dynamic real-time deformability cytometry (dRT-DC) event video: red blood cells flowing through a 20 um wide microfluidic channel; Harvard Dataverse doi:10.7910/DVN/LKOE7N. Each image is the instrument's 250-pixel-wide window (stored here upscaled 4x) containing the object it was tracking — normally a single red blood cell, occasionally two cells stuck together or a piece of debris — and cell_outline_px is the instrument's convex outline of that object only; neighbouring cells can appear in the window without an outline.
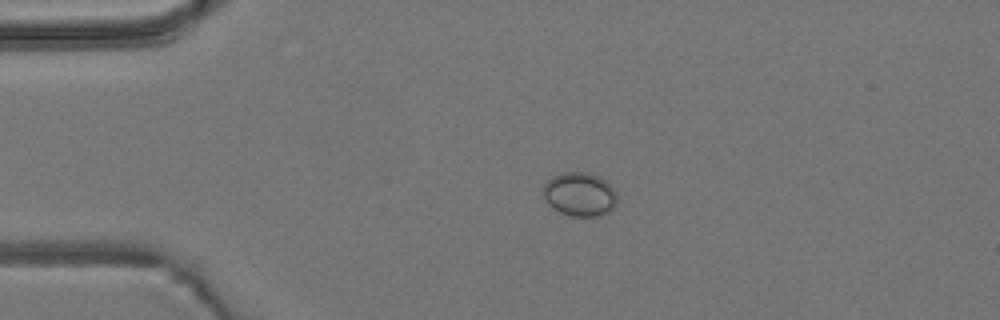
{"species": "common noctule bat (a hibernating species)", "species_latin": "Nyctalus noctula", "temperature_condition": "room temperature", "stored_images_in_passage": 24, "camera_frame_rate_fps": 3000, "um_per_image_px": 0.085, "animal": {"sex": "male", "body_mass_g": 19.2, "forearm_length_mm": 51.8}, "frame": {"image": 1, "passage_image": 2, "time_ms": 0.333, "image_size_px": [1000, 320], "cell_outline_px": [[616, 204], [608, 212], [596, 216], [572, 216], [560, 212], [552, 208], [544, 200], [540, 188], [552, 176], [564, 172], [588, 172], [600, 176], [616, 192]], "centroid_in_image_um": [49.22, 16.5], "position_along_channel_um": 35.8, "area_um2": 19.07}}
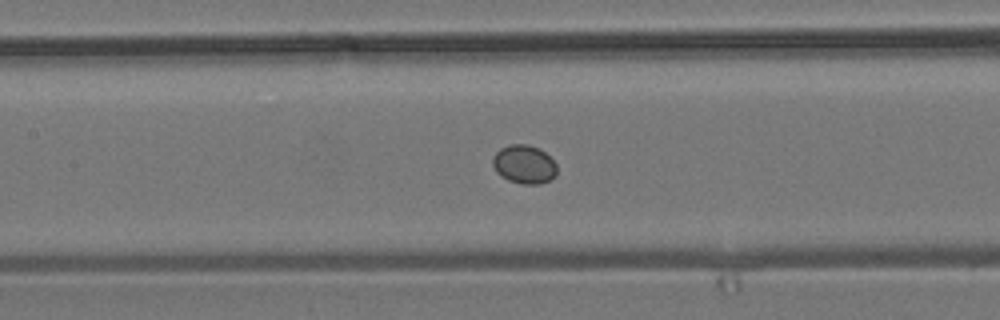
{"frame": {"image": 2, "passage_image": 15, "time_ms": 4.667, "image_size_px": [1000, 320], "cell_outline_px": [[556, 176], [540, 184], [520, 184], [508, 180], [500, 176], [496, 172], [492, 164], [492, 156], [500, 148], [512, 144], [528, 144], [540, 148], [556, 164]], "centroid_in_image_um": [44.52, 13.97], "position_along_channel_um": 162.9, "area_um2": 14.57}}
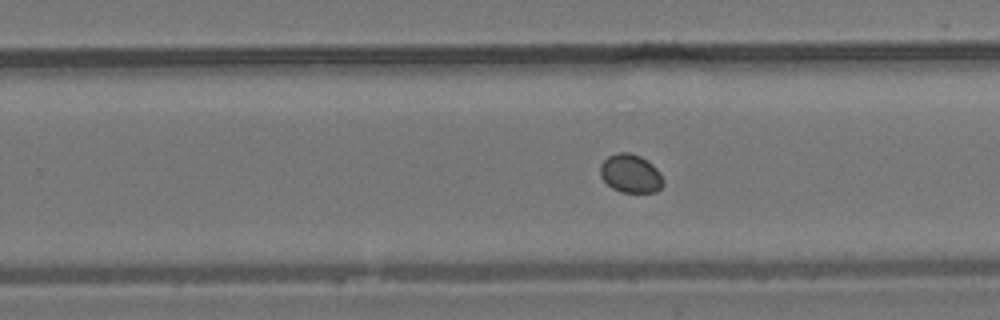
{"frame": {"image": 3, "passage_image": 24, "time_ms": 7.667, "image_size_px": [1000, 320], "cell_outline_px": [[664, 184], [656, 192], [620, 192], [612, 188], [600, 176], [600, 164], [608, 156], [620, 152], [628, 152], [640, 156], [652, 164], [656, 168], [664, 180]], "centroid_in_image_um": [53.6, 14.75], "position_along_channel_um": 276.2, "area_um2": 14.1}}